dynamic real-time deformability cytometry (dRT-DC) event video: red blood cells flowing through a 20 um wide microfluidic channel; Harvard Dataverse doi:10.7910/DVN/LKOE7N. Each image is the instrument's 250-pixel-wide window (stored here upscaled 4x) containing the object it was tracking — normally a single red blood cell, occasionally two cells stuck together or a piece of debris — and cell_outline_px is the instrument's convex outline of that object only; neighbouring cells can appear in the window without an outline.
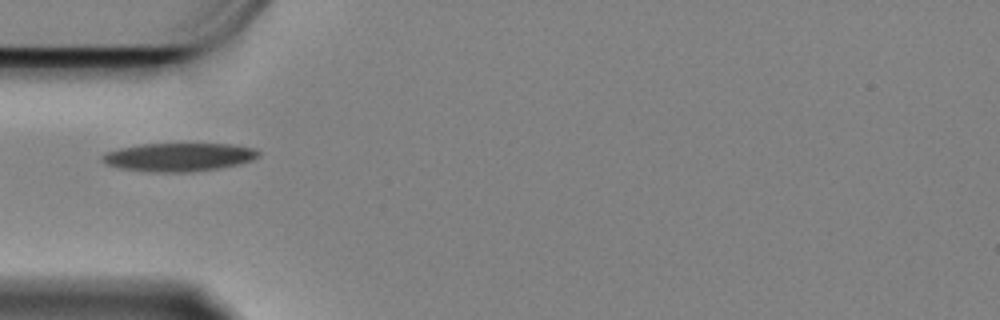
{"species": "Egyptian fruit bat (a non-hibernating species)", "species_latin": "Rousettus aegyptiacus", "temperature_condition": "cold", "stored_images_in_passage": 6, "camera_frame_rate_fps": 3000, "um_per_image_px": 0.085, "animal": {"sex": "female"}, "frame": {"image": 1, "passage_image": 1, "time_ms": 0.0, "image_size_px": [1000, 320], "cell_outline_px": [[260, 156], [252, 160], [236, 164], [216, 168], [192, 172], [156, 172], [116, 168], [100, 160], [100, 156], [104, 152], [120, 148], [140, 144], [232, 144], [256, 148], [260, 152]], "centroid_in_image_um": [15.17, 13.34], "position_along_channel_um": 69.8, "area_um2": 25.89}}
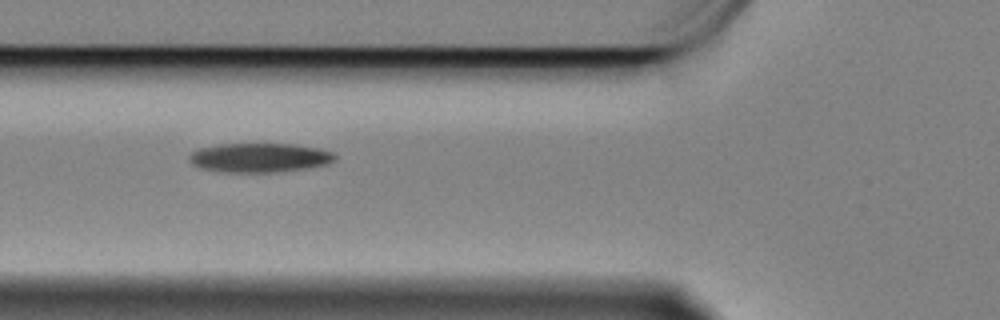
{"frame": {"image": 2, "passage_image": 4, "time_ms": 1.0, "image_size_px": [1000, 320], "cell_outline_px": [[336, 160], [328, 164], [308, 168], [276, 172], [220, 172], [200, 168], [192, 164], [188, 160], [188, 156], [192, 152], [200, 148], [220, 144], [292, 144], [320, 148], [332, 152], [336, 156]], "centroid_in_image_um": [22.06, 13.41], "position_along_channel_um": 103.7, "area_um2": 24.97}}